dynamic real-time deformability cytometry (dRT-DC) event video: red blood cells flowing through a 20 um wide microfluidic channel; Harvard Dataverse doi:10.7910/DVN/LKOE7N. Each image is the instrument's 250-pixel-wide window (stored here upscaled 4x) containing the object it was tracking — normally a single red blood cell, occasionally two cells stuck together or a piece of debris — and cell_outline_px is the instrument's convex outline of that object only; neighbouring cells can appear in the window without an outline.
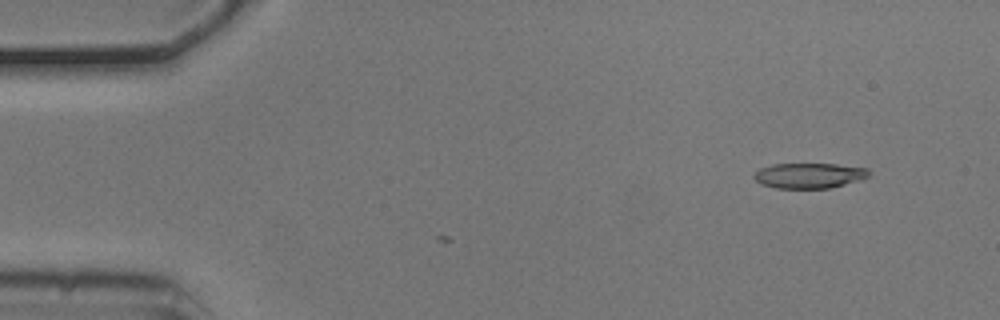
{"species": "common noctule bat (a hibernating species)", "species_latin": "Nyctalus noctula", "temperature_condition": "cold", "stored_images_in_passage": 2, "camera_frame_rate_fps": 3000, "um_per_image_px": 0.085, "animal": {"sex": "male", "body_mass_g": 20.5, "forearm_length_mm": 52.5}, "frame": {"image": 1, "passage_image": 2, "time_ms": 0.333, "image_size_px": [1000, 320], "cell_outline_px": [[872, 172], [868, 176], [860, 180], [832, 188], [776, 188], [760, 184], [752, 176], [760, 168], [772, 164], [836, 164], [868, 168]], "centroid_in_image_um": [68.8, 14.92], "position_along_channel_um": 16.2, "area_um2": 17.05}}